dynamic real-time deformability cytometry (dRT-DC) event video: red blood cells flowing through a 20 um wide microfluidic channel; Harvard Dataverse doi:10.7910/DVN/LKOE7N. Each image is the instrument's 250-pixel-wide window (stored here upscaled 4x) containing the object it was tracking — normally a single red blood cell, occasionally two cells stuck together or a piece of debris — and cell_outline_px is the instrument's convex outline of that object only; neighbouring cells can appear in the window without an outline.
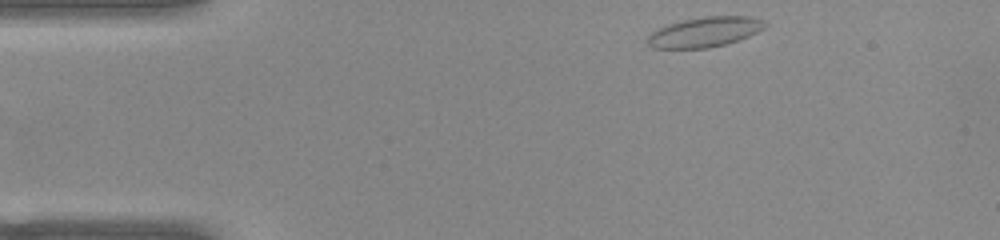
{"species": "common noctule bat (a hibernating species)", "species_latin": "Nyctalus noctula", "temperature_condition": "warm", "stored_images_in_passage": 45, "camera_frame_rate_fps": 3000, "um_per_image_px": 0.085, "animal": {"sex": "female", "body_mass_g": 22.0, "forearm_length_mm": 56.7}, "frame": {"image": 1, "passage_image": 1, "time_ms": 0.0, "image_size_px": [1000, 240], "cell_outline_px": [[768, 24], [764, 28], [748, 36], [724, 44], [708, 48], [652, 48], [648, 44], [648, 36], [652, 32], [668, 24], [684, 20], [704, 16], [748, 16], [764, 20]], "centroid_in_image_um": [59.91, 2.71], "position_along_channel_um": 25.1, "area_um2": 20.29}}
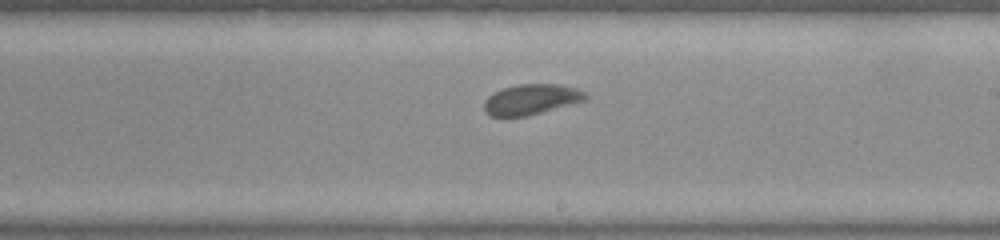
{"frame": {"image": 2, "passage_image": 23, "time_ms": 7.333, "image_size_px": [1000, 240], "cell_outline_px": [[588, 100], [528, 116], [488, 116], [484, 112], [484, 100], [488, 96], [504, 88], [520, 84], [560, 84], [576, 88], [584, 92], [588, 96]], "centroid_in_image_um": [45.18, 8.46], "position_along_channel_um": 243.8, "area_um2": 18.09}}
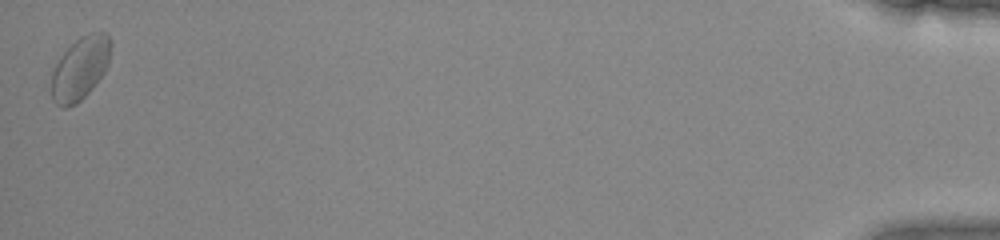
{"frame": {"image": 3, "passage_image": 45, "time_ms": 14.667, "image_size_px": [1000, 240], "cell_outline_px": [[112, 44], [108, 64], [104, 72], [96, 84], [76, 104], [64, 108], [56, 104], [52, 100], [52, 72], [60, 56], [76, 40], [92, 32], [108, 32]], "centroid_in_image_um": [6.83, 5.8], "position_along_channel_um": 428.4, "area_um2": 21.68}, "authors_computed_cell_mechanics": {"area_um2": 18.9584, "velocity_mm_per_s": 3.8738, "shape_relaxation_time_tau1_ms": 2.7437, "shape_relaxation_time_tau2_ms": 0.8185, "deformation_change_tau1": 0.1031, "deformation_change_tau2": 0.0469}}